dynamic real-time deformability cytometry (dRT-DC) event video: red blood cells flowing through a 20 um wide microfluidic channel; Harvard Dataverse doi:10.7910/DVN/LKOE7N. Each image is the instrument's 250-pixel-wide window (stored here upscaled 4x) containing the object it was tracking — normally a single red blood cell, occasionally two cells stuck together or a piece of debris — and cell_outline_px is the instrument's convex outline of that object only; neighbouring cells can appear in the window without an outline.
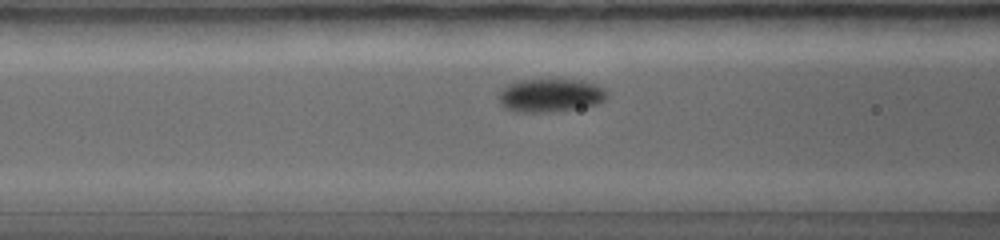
{"species": "common noctule bat (a hibernating species)", "species_latin": "Nyctalus noctula", "temperature_condition": "warm", "stored_images_in_passage": 35, "camera_frame_rate_fps": 5000, "um_per_image_px": 0.085, "animal": {"sex": "female", "body_mass_g": 19.0, "forearm_length_mm": 56.7}, "frame": {"image": 1, "passage_image": 11, "time_ms": 2.0, "image_size_px": [1000, 240], "cell_outline_px": [[604, 100], [600, 104], [552, 112], [512, 112], [504, 108], [500, 104], [500, 92], [508, 84], [520, 80], [576, 80], [592, 84], [604, 88]], "centroid_in_image_um": [46.72, 8.13], "position_along_channel_um": 119.9, "area_um2": 20.69}}
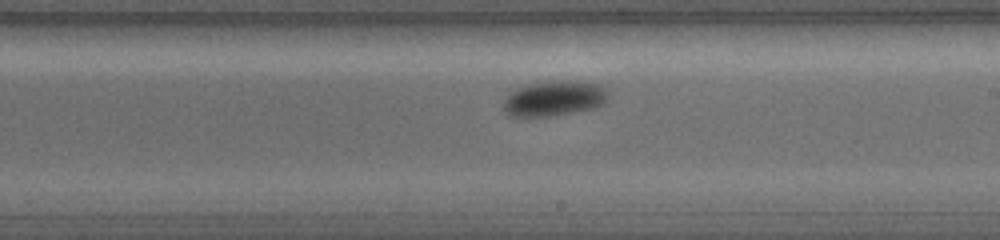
{"frame": {"image": 2, "passage_image": 20, "time_ms": 3.8, "image_size_px": [1000, 240], "cell_outline_px": [[608, 100], [604, 104], [592, 108], [552, 116], [520, 120], [508, 116], [504, 108], [504, 100], [516, 88], [528, 84], [568, 80], [600, 84], [608, 92]], "centroid_in_image_um": [47.06, 8.41], "position_along_channel_um": 241.9, "area_um2": 21.91}}
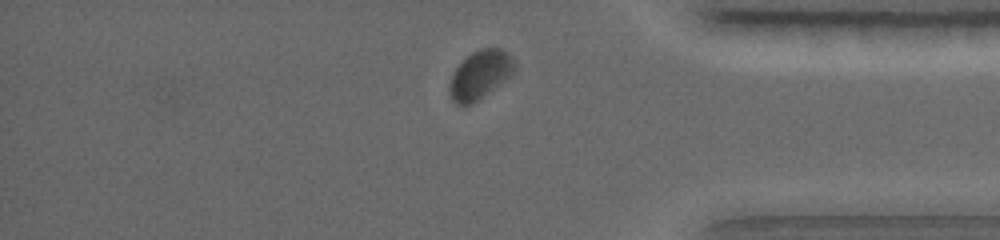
{"frame": {"image": 3, "passage_image": 32, "time_ms": 6.2, "image_size_px": [1000, 240], "cell_outline_px": [[516, 72], [512, 76], [472, 104], [456, 104], [452, 100], [448, 92], [448, 84], [452, 72], [472, 52], [480, 48], [500, 48], [508, 52], [512, 56], [516, 68]], "centroid_in_image_um": [40.82, 6.35], "position_along_channel_um": 394.4, "area_um2": 18.61}}